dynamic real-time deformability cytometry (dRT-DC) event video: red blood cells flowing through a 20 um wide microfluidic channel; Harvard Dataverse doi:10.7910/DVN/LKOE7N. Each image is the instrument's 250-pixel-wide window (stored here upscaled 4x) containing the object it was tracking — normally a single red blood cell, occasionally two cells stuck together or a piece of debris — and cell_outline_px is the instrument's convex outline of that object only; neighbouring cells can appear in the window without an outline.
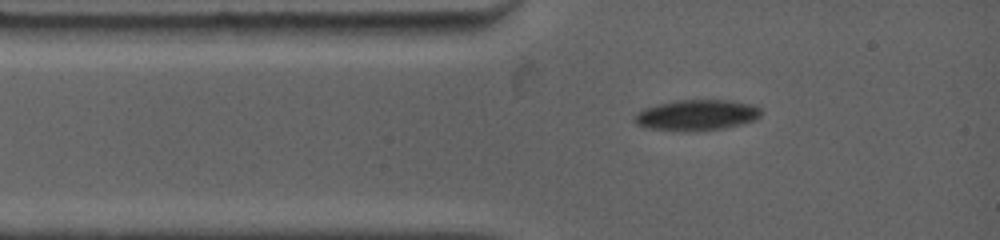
{"species": "common noctule bat (a hibernating species)", "species_latin": "Nyctalus noctula", "temperature_condition": "warm", "stored_images_in_passage": 99, "camera_frame_rate_fps": 4500, "um_per_image_px": 0.085, "animal": {"sex": "female", "body_mass_g": 19.0, "forearm_length_mm": 53.3}, "frame": {"image": 1, "passage_image": 1, "time_ms": 0.0, "image_size_px": [1000, 240], "cell_outline_px": [[764, 112], [756, 120], [724, 128], [644, 128], [636, 124], [632, 120], [632, 116], [636, 112], [644, 108], [656, 104], [676, 100], [732, 100], [752, 104], [760, 108]], "centroid_in_image_um": [59.23, 9.72], "position_along_channel_um": 25.8, "area_um2": 22.08}}
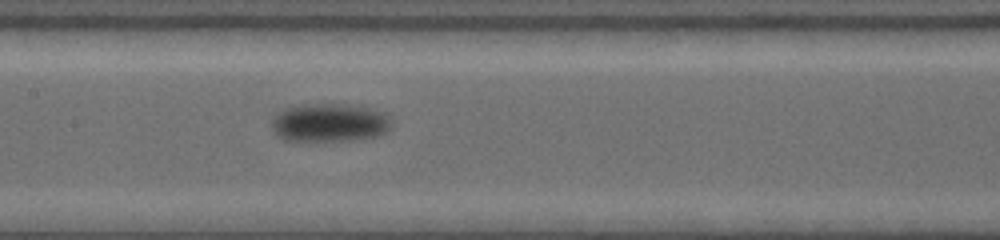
{"frame": {"image": 2, "passage_image": 25, "time_ms": 4.667, "image_size_px": [1000, 240], "cell_outline_px": [[392, 128], [376, 136], [344, 140], [284, 140], [272, 128], [272, 120], [284, 108], [300, 104], [360, 104], [384, 112], [392, 116]], "centroid_in_image_um": [28.09, 10.39], "position_along_channel_um": 179.3, "area_um2": 26.93}}
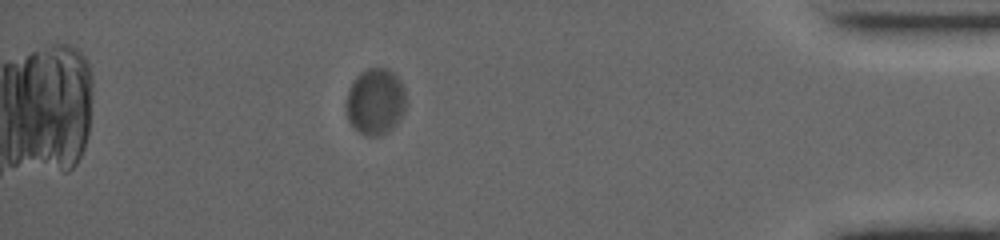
{"frame": {"image": 3, "passage_image": 71, "time_ms": 12.667, "image_size_px": [1000, 240], "cell_outline_px": [[404, 108], [396, 124], [388, 132], [376, 136], [368, 136], [360, 132], [348, 120], [348, 88], [352, 80], [360, 72], [368, 68], [388, 68], [396, 72], [404, 88]], "centroid_in_image_um": [31.92, 8.59], "position_along_channel_um": 403.3, "area_um2": 22.89}, "authors_computed_cell_mechanics": {"area_um2": 23.4668, "velocity_mm_per_s": 3.4832, "shape_relaxation_time_tau1_ms": 3.8531, "shape_relaxation_time_tau2_ms": null, "deformation_change_tau1": 0.0899, "deformation_change_tau2": null}}